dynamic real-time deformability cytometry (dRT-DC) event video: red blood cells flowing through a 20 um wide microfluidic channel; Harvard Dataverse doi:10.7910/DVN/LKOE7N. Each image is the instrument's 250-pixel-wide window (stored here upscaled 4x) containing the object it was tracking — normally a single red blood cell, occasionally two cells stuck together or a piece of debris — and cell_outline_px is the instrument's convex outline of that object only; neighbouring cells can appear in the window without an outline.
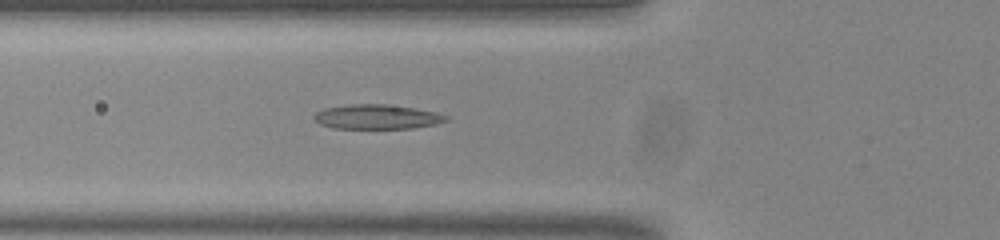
{"species": "common noctule bat (a hibernating species)", "species_latin": "Nyctalus noctula", "temperature_condition": "room temperature", "stored_images_in_passage": 40, "camera_frame_rate_fps": 3000, "um_per_image_px": 0.085, "animal": {"sex": "male", "body_mass_g": 20.0, "forearm_length_mm": 53.3}, "frame": {"image": 1, "passage_image": 6, "time_ms": 1.667, "image_size_px": [1000, 240], "cell_outline_px": [[448, 120], [436, 124], [412, 128], [332, 128], [320, 124], [312, 116], [316, 112], [324, 108], [348, 104], [388, 104], [416, 108], [436, 112], [448, 116]], "centroid_in_image_um": [32.04, 9.92], "position_along_channel_um": 93.8, "area_um2": 18.96}}
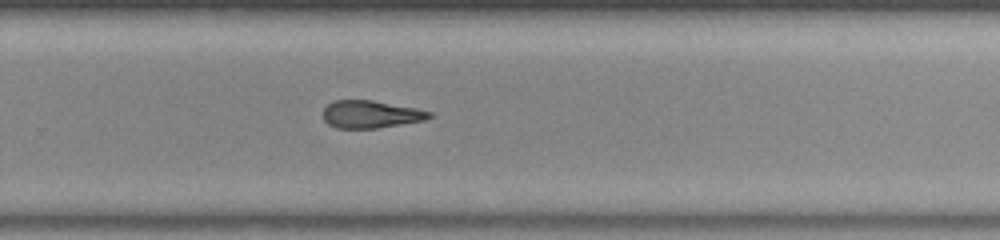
{"frame": {"image": 2, "passage_image": 22, "time_ms": 7.0, "image_size_px": [1000, 240], "cell_outline_px": [[432, 116], [424, 120], [376, 128], [336, 128], [328, 124], [324, 120], [324, 108], [332, 100], [372, 100], [416, 108], [432, 112]], "centroid_in_image_um": [31.49, 9.71], "position_along_channel_um": 298.3, "area_um2": 16.94}}
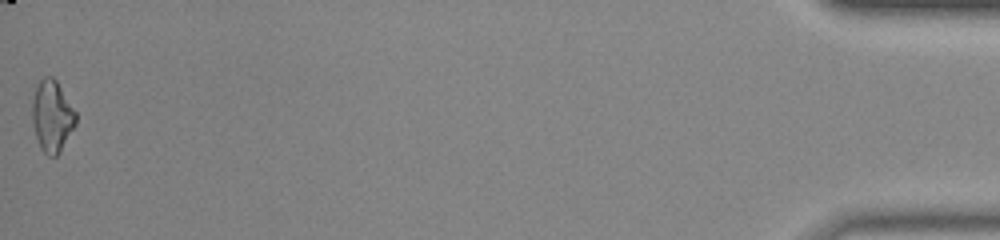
{"frame": {"image": 3, "passage_image": 40, "time_ms": 13.0, "image_size_px": [1000, 240], "cell_outline_px": [[76, 124], [60, 152], [56, 156], [48, 156], [40, 148], [36, 140], [32, 124], [32, 100], [36, 88], [40, 80], [44, 76], [52, 76], [56, 80], [76, 112]], "centroid_in_image_um": [4.41, 9.89], "position_along_channel_um": 430.8, "area_um2": 18.26}, "authors_computed_cell_mechanics": {"area_um2": 17.8313, "velocity_mm_per_s": 3.8382, "shape_relaxation_time_tau1_ms": null, "shape_relaxation_time_tau2_ms": 5.2098, "deformation_change_tau1": null, "deformation_change_tau2": 0.1457}}